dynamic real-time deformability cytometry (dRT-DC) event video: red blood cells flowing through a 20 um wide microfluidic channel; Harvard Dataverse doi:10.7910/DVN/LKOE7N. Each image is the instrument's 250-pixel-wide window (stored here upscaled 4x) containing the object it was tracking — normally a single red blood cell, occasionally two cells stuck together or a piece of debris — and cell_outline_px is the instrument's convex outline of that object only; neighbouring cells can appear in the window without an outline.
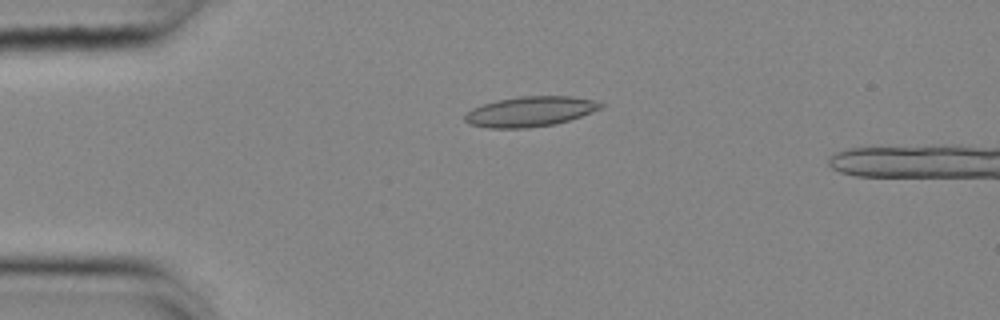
{"species": "common noctule bat (a hibernating species)", "species_latin": "Nyctalus noctula", "temperature_condition": "cold", "stored_images_in_passage": 53, "camera_frame_rate_fps": 3000, "um_per_image_px": 0.085, "animal": {"sex": "female", "body_mass_g": 25.1}, "frame": {"image": 1, "passage_image": 13, "time_ms": 4.0, "image_size_px": [1000, 320], "cell_outline_px": [[604, 108], [556, 124], [528, 128], [488, 128], [468, 124], [464, 120], [464, 116], [472, 108], [496, 100], [520, 96], [572, 96], [592, 100], [604, 104]], "centroid_in_image_um": [45.05, 9.48], "position_along_channel_um": 39.9, "area_um2": 23.87}}
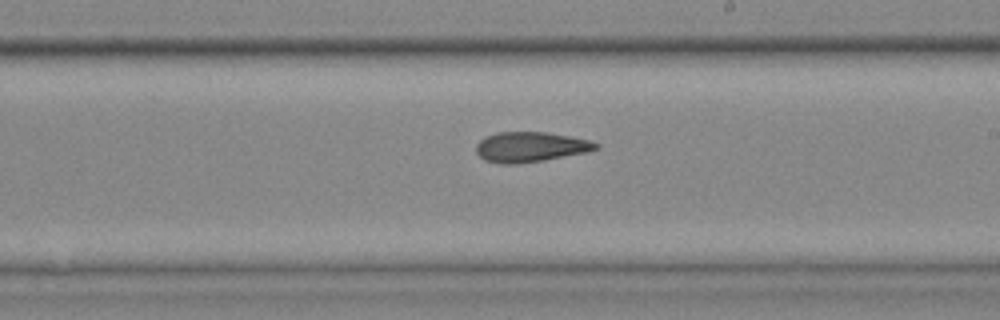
{"frame": {"image": 2, "passage_image": 32, "time_ms": 10.333, "image_size_px": [1000, 320], "cell_outline_px": [[600, 148], [588, 152], [544, 160], [516, 164], [500, 164], [484, 160], [476, 152], [476, 144], [484, 136], [496, 132], [544, 132], [568, 136], [588, 140], [600, 144]], "centroid_in_image_um": [45.06, 12.49], "position_along_channel_um": 243.9, "area_um2": 21.1}}
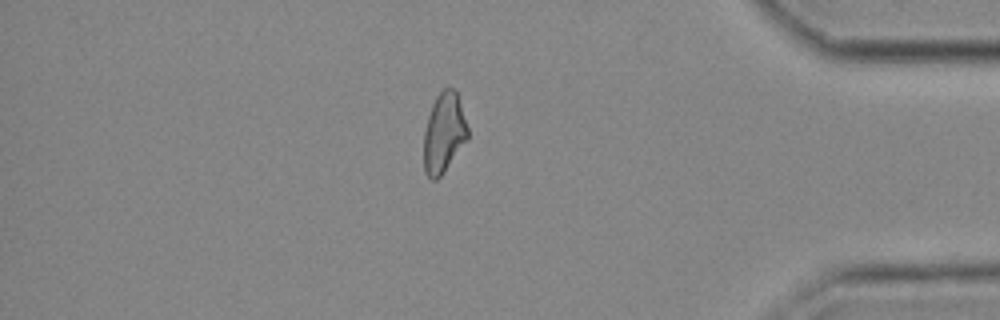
{"frame": {"image": 3, "passage_image": 47, "time_ms": 15.333, "image_size_px": [1000, 320], "cell_outline_px": [[468, 136], [440, 176], [436, 180], [432, 180], [424, 172], [424, 132], [428, 116], [432, 104], [436, 96], [444, 88], [452, 88], [456, 92], [468, 128]], "centroid_in_image_um": [37.7, 11.28], "position_along_channel_um": 397.5, "area_um2": 19.88}}